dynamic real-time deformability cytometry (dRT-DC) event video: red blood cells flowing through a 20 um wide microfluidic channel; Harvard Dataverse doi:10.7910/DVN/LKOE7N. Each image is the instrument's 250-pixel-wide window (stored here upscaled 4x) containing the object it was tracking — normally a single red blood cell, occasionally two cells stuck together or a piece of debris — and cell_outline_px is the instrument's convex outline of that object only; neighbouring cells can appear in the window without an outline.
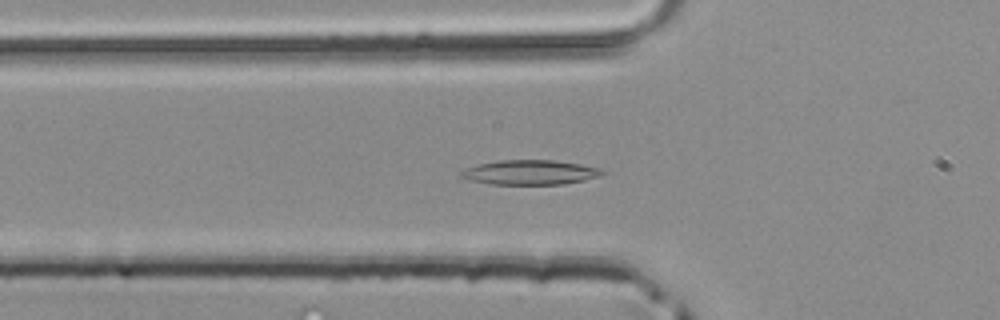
{"species": "common noctule bat (a hibernating species)", "species_latin": "Nyctalus noctula", "temperature_condition": "room temperature", "stored_images_in_passage": 33, "camera_frame_rate_fps": 3000, "um_per_image_px": 0.085, "animal": {"sex": "male", "body_mass_g": 20.4}, "frame": {"image": 1, "passage_image": 2, "time_ms": 0.333, "image_size_px": [1000, 320], "cell_outline_px": [[608, 172], [600, 176], [584, 180], [564, 184], [488, 184], [472, 180], [460, 176], [460, 172], [476, 164], [500, 160], [556, 160], [604, 168]], "centroid_in_image_um": [45.13, 14.64], "position_along_channel_um": 80.7, "area_um2": 20.4}}
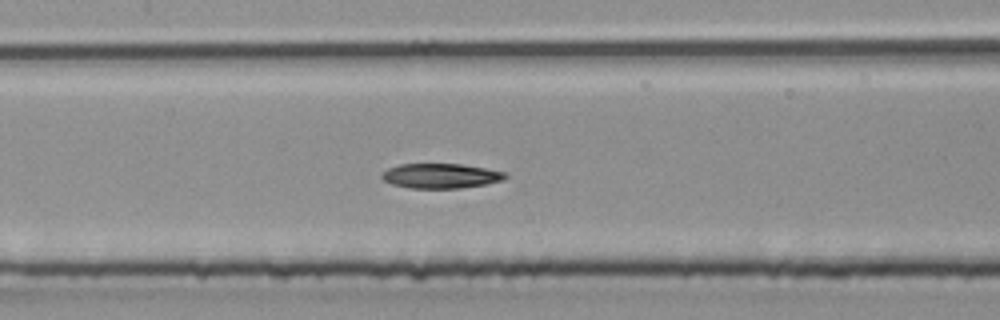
{"frame": {"image": 2, "passage_image": 8, "time_ms": 2.333, "image_size_px": [1000, 320], "cell_outline_px": [[508, 176], [500, 180], [484, 184], [460, 188], [408, 188], [392, 184], [384, 180], [380, 176], [388, 168], [400, 164], [460, 164], [484, 168], [504, 172]], "centroid_in_image_um": [37.41, 14.95], "position_along_channel_um": 170.0, "area_um2": 17.57}}
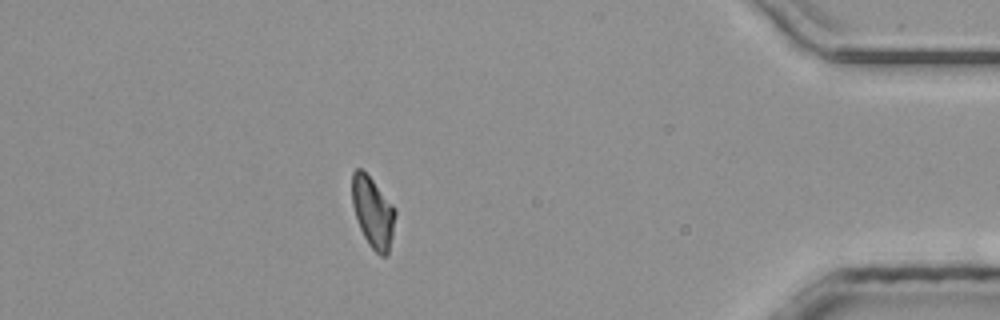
{"frame": {"image": 3, "passage_image": 27, "time_ms": 8.667, "image_size_px": [1000, 320], "cell_outline_px": [[396, 216], [388, 256], [380, 256], [368, 244], [360, 228], [352, 204], [352, 172], [356, 168], [360, 168], [372, 180], [396, 208]], "centroid_in_image_um": [31.71, 18.06], "position_along_channel_um": 403.5, "area_um2": 17.74}}